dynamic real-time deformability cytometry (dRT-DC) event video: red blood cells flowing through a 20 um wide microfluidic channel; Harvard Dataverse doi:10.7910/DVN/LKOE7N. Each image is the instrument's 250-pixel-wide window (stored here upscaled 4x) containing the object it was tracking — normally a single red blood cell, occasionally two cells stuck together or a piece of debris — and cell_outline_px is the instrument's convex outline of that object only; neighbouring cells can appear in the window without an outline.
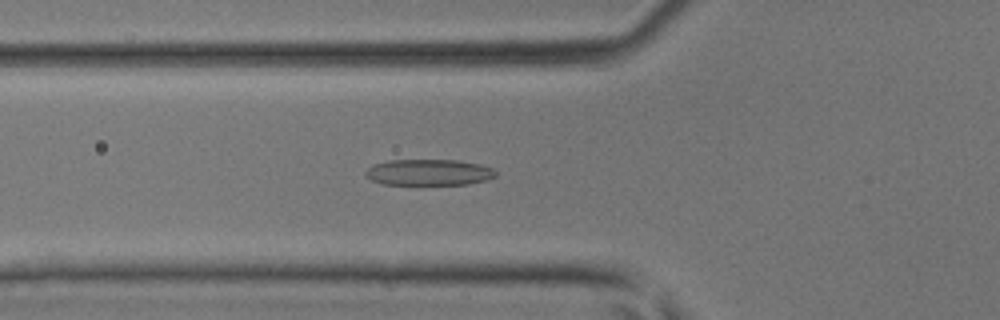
{"species": "common noctule bat (a hibernating species)", "species_latin": "Nyctalus noctula", "temperature_condition": "room temperature", "stored_images_in_passage": 39, "camera_frame_rate_fps": 3000, "um_per_image_px": 0.085, "animal": {"sex": "male", "body_mass_g": 17.9, "forearm_length_mm": 54.2}, "frame": {"image": 1, "passage_image": 16, "time_ms": 5.0, "image_size_px": [1000, 320], "cell_outline_px": [[496, 176], [488, 180], [468, 184], [384, 184], [372, 180], [364, 172], [372, 164], [388, 160], [456, 160], [480, 164], [492, 168], [496, 172]], "centroid_in_image_um": [36.47, 14.64], "position_along_channel_um": 89.3, "area_um2": 19.77}}
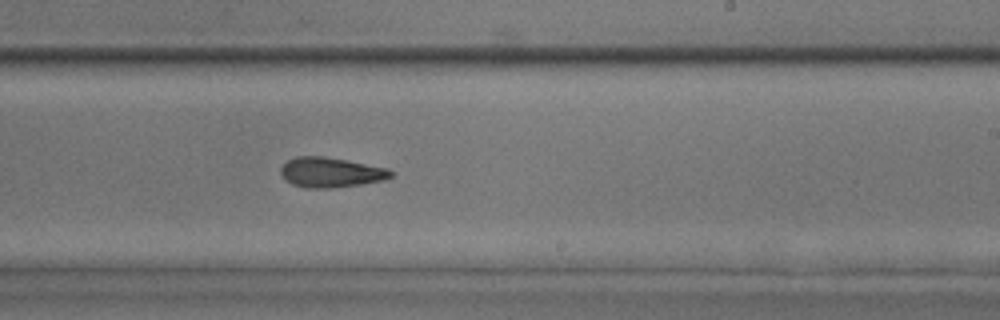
{"frame": {"image": 2, "passage_image": 27, "time_ms": 8.667, "image_size_px": [1000, 320], "cell_outline_px": [[396, 172], [392, 176], [384, 180], [360, 184], [332, 188], [304, 188], [292, 184], [284, 180], [280, 172], [280, 168], [288, 160], [296, 156], [320, 156], [344, 160], [388, 168]], "centroid_in_image_um": [28.1, 14.66], "position_along_channel_um": 260.9, "area_um2": 19.25}}
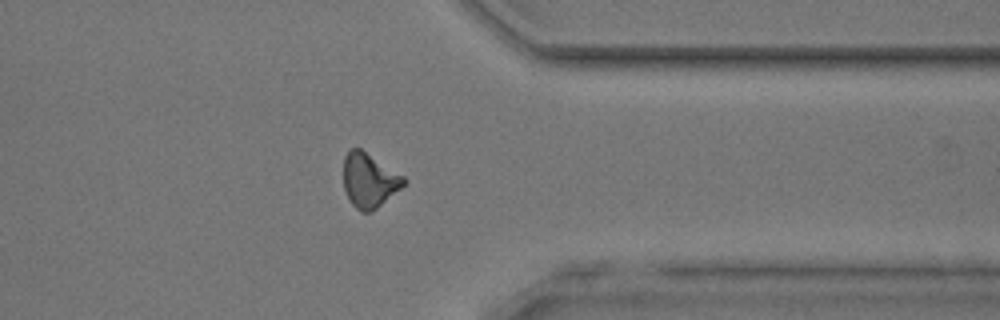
{"frame": {"image": 3, "passage_image": 35, "time_ms": 11.333, "image_size_px": [1000, 320], "cell_outline_px": [[408, 180], [400, 188], [372, 212], [364, 212], [356, 208], [352, 204], [344, 188], [344, 156], [352, 148], [360, 148], [404, 176]], "centroid_in_image_um": [31.38, 15.32], "position_along_channel_um": 380.0, "area_um2": 18.79}}